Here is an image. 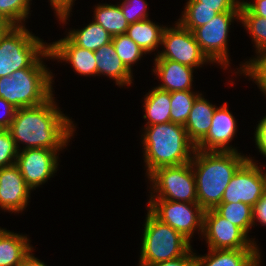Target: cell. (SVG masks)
<instances>
[{
	"label": "cell",
	"mask_w": 266,
	"mask_h": 266,
	"mask_svg": "<svg viewBox=\"0 0 266 266\" xmlns=\"http://www.w3.org/2000/svg\"><path fill=\"white\" fill-rule=\"evenodd\" d=\"M9 131L15 142H23L24 149L44 148L61 150L74 130L73 121L57 108L53 95L44 103L16 109Z\"/></svg>",
	"instance_id": "6da1fadb"
},
{
	"label": "cell",
	"mask_w": 266,
	"mask_h": 266,
	"mask_svg": "<svg viewBox=\"0 0 266 266\" xmlns=\"http://www.w3.org/2000/svg\"><path fill=\"white\" fill-rule=\"evenodd\" d=\"M238 152L195 150L191 166L198 204L206 211L215 209L236 171L248 160ZM196 168V169H195Z\"/></svg>",
	"instance_id": "7a4b0ae2"
},
{
	"label": "cell",
	"mask_w": 266,
	"mask_h": 266,
	"mask_svg": "<svg viewBox=\"0 0 266 266\" xmlns=\"http://www.w3.org/2000/svg\"><path fill=\"white\" fill-rule=\"evenodd\" d=\"M145 128L142 142L147 176L160 167L191 162L196 145L189 139L183 125L166 122Z\"/></svg>",
	"instance_id": "3957f363"
},
{
	"label": "cell",
	"mask_w": 266,
	"mask_h": 266,
	"mask_svg": "<svg viewBox=\"0 0 266 266\" xmlns=\"http://www.w3.org/2000/svg\"><path fill=\"white\" fill-rule=\"evenodd\" d=\"M52 75L46 67H28L0 77V97L14 108L33 107L52 95Z\"/></svg>",
	"instance_id": "277c9868"
},
{
	"label": "cell",
	"mask_w": 266,
	"mask_h": 266,
	"mask_svg": "<svg viewBox=\"0 0 266 266\" xmlns=\"http://www.w3.org/2000/svg\"><path fill=\"white\" fill-rule=\"evenodd\" d=\"M51 57L48 44L32 35L24 25L13 26L0 38V77L28 67H45L41 57Z\"/></svg>",
	"instance_id": "5b68a950"
},
{
	"label": "cell",
	"mask_w": 266,
	"mask_h": 266,
	"mask_svg": "<svg viewBox=\"0 0 266 266\" xmlns=\"http://www.w3.org/2000/svg\"><path fill=\"white\" fill-rule=\"evenodd\" d=\"M139 264H153L176 259L190 249V241L147 212Z\"/></svg>",
	"instance_id": "8992f818"
},
{
	"label": "cell",
	"mask_w": 266,
	"mask_h": 266,
	"mask_svg": "<svg viewBox=\"0 0 266 266\" xmlns=\"http://www.w3.org/2000/svg\"><path fill=\"white\" fill-rule=\"evenodd\" d=\"M153 190L158 195L150 199H164L176 202L198 203L195 177L191 162L176 166L160 167L149 176ZM154 197V198H153Z\"/></svg>",
	"instance_id": "52a82bcc"
},
{
	"label": "cell",
	"mask_w": 266,
	"mask_h": 266,
	"mask_svg": "<svg viewBox=\"0 0 266 266\" xmlns=\"http://www.w3.org/2000/svg\"><path fill=\"white\" fill-rule=\"evenodd\" d=\"M149 211L190 241L195 228L203 233L205 210L198 203L150 199Z\"/></svg>",
	"instance_id": "ba28073f"
},
{
	"label": "cell",
	"mask_w": 266,
	"mask_h": 266,
	"mask_svg": "<svg viewBox=\"0 0 266 266\" xmlns=\"http://www.w3.org/2000/svg\"><path fill=\"white\" fill-rule=\"evenodd\" d=\"M240 20V12L218 13L205 25L195 28L192 33L202 52L211 62L229 65L227 37L232 20Z\"/></svg>",
	"instance_id": "9c48e42d"
},
{
	"label": "cell",
	"mask_w": 266,
	"mask_h": 266,
	"mask_svg": "<svg viewBox=\"0 0 266 266\" xmlns=\"http://www.w3.org/2000/svg\"><path fill=\"white\" fill-rule=\"evenodd\" d=\"M161 44L166 49L161 51L155 59H168L192 68L199 67L208 61L211 62L202 52L192 31L183 27L179 22L176 23L175 28H164Z\"/></svg>",
	"instance_id": "30bf717a"
},
{
	"label": "cell",
	"mask_w": 266,
	"mask_h": 266,
	"mask_svg": "<svg viewBox=\"0 0 266 266\" xmlns=\"http://www.w3.org/2000/svg\"><path fill=\"white\" fill-rule=\"evenodd\" d=\"M265 192L266 173L249 157L230 180L221 203L243 202L254 208Z\"/></svg>",
	"instance_id": "8fae6325"
},
{
	"label": "cell",
	"mask_w": 266,
	"mask_h": 266,
	"mask_svg": "<svg viewBox=\"0 0 266 266\" xmlns=\"http://www.w3.org/2000/svg\"><path fill=\"white\" fill-rule=\"evenodd\" d=\"M203 235L209 249H257L254 241L238 226L223 218L214 209L204 213Z\"/></svg>",
	"instance_id": "7c38bea8"
},
{
	"label": "cell",
	"mask_w": 266,
	"mask_h": 266,
	"mask_svg": "<svg viewBox=\"0 0 266 266\" xmlns=\"http://www.w3.org/2000/svg\"><path fill=\"white\" fill-rule=\"evenodd\" d=\"M58 151L44 148L18 151L15 164L31 190L45 183L55 173L58 168Z\"/></svg>",
	"instance_id": "4fadbf2b"
},
{
	"label": "cell",
	"mask_w": 266,
	"mask_h": 266,
	"mask_svg": "<svg viewBox=\"0 0 266 266\" xmlns=\"http://www.w3.org/2000/svg\"><path fill=\"white\" fill-rule=\"evenodd\" d=\"M30 188L16 164L0 168V207L20 212L27 207Z\"/></svg>",
	"instance_id": "5bb4252c"
},
{
	"label": "cell",
	"mask_w": 266,
	"mask_h": 266,
	"mask_svg": "<svg viewBox=\"0 0 266 266\" xmlns=\"http://www.w3.org/2000/svg\"><path fill=\"white\" fill-rule=\"evenodd\" d=\"M236 133V121L227 109V102L220 108L215 109L212 124L207 135L196 145L197 150L202 151H234L235 148L228 147Z\"/></svg>",
	"instance_id": "9a60e30c"
},
{
	"label": "cell",
	"mask_w": 266,
	"mask_h": 266,
	"mask_svg": "<svg viewBox=\"0 0 266 266\" xmlns=\"http://www.w3.org/2000/svg\"><path fill=\"white\" fill-rule=\"evenodd\" d=\"M52 58L68 61L80 75H96V59L94 51L75 45L68 37L48 45Z\"/></svg>",
	"instance_id": "2e32d148"
},
{
	"label": "cell",
	"mask_w": 266,
	"mask_h": 266,
	"mask_svg": "<svg viewBox=\"0 0 266 266\" xmlns=\"http://www.w3.org/2000/svg\"><path fill=\"white\" fill-rule=\"evenodd\" d=\"M153 72L160 77L158 89L173 92L191 90L193 68L168 59H155Z\"/></svg>",
	"instance_id": "e0dca14e"
},
{
	"label": "cell",
	"mask_w": 266,
	"mask_h": 266,
	"mask_svg": "<svg viewBox=\"0 0 266 266\" xmlns=\"http://www.w3.org/2000/svg\"><path fill=\"white\" fill-rule=\"evenodd\" d=\"M258 249H209L206 256H196L194 266H258Z\"/></svg>",
	"instance_id": "ac0fdd59"
},
{
	"label": "cell",
	"mask_w": 266,
	"mask_h": 266,
	"mask_svg": "<svg viewBox=\"0 0 266 266\" xmlns=\"http://www.w3.org/2000/svg\"><path fill=\"white\" fill-rule=\"evenodd\" d=\"M97 75H108L116 80V85H130L132 82V74L122 63L116 49L111 42L101 46L95 52Z\"/></svg>",
	"instance_id": "d6986e66"
},
{
	"label": "cell",
	"mask_w": 266,
	"mask_h": 266,
	"mask_svg": "<svg viewBox=\"0 0 266 266\" xmlns=\"http://www.w3.org/2000/svg\"><path fill=\"white\" fill-rule=\"evenodd\" d=\"M200 94L190 111L188 119L184 125L189 139L197 145L209 132L212 124V117L216 107L205 100Z\"/></svg>",
	"instance_id": "ffe728a7"
},
{
	"label": "cell",
	"mask_w": 266,
	"mask_h": 266,
	"mask_svg": "<svg viewBox=\"0 0 266 266\" xmlns=\"http://www.w3.org/2000/svg\"><path fill=\"white\" fill-rule=\"evenodd\" d=\"M31 250L27 237L0 228V266H18Z\"/></svg>",
	"instance_id": "44dd1931"
},
{
	"label": "cell",
	"mask_w": 266,
	"mask_h": 266,
	"mask_svg": "<svg viewBox=\"0 0 266 266\" xmlns=\"http://www.w3.org/2000/svg\"><path fill=\"white\" fill-rule=\"evenodd\" d=\"M144 101L145 115L143 117L148 118L147 126L171 122V92L156 87L147 93Z\"/></svg>",
	"instance_id": "7402d4cb"
},
{
	"label": "cell",
	"mask_w": 266,
	"mask_h": 266,
	"mask_svg": "<svg viewBox=\"0 0 266 266\" xmlns=\"http://www.w3.org/2000/svg\"><path fill=\"white\" fill-rule=\"evenodd\" d=\"M185 7L184 14H182L183 17L179 19V23L190 31L205 25L218 13L240 12V7L201 6V3L195 0H189Z\"/></svg>",
	"instance_id": "603a6c76"
},
{
	"label": "cell",
	"mask_w": 266,
	"mask_h": 266,
	"mask_svg": "<svg viewBox=\"0 0 266 266\" xmlns=\"http://www.w3.org/2000/svg\"><path fill=\"white\" fill-rule=\"evenodd\" d=\"M165 27H160L151 20L146 19L130 23L126 35L130 37L145 53L158 48L162 41V33Z\"/></svg>",
	"instance_id": "cb8c5ba5"
},
{
	"label": "cell",
	"mask_w": 266,
	"mask_h": 266,
	"mask_svg": "<svg viewBox=\"0 0 266 266\" xmlns=\"http://www.w3.org/2000/svg\"><path fill=\"white\" fill-rule=\"evenodd\" d=\"M75 45L96 51L101 46L112 41V36L95 21L80 30H71L67 36Z\"/></svg>",
	"instance_id": "d4e9b609"
},
{
	"label": "cell",
	"mask_w": 266,
	"mask_h": 266,
	"mask_svg": "<svg viewBox=\"0 0 266 266\" xmlns=\"http://www.w3.org/2000/svg\"><path fill=\"white\" fill-rule=\"evenodd\" d=\"M94 21L101 25L112 37L125 34L129 22L118 5L103 4L96 6Z\"/></svg>",
	"instance_id": "484cf974"
},
{
	"label": "cell",
	"mask_w": 266,
	"mask_h": 266,
	"mask_svg": "<svg viewBox=\"0 0 266 266\" xmlns=\"http://www.w3.org/2000/svg\"><path fill=\"white\" fill-rule=\"evenodd\" d=\"M214 210L241 228L246 234L254 225L253 207L243 202L220 203Z\"/></svg>",
	"instance_id": "4316f807"
},
{
	"label": "cell",
	"mask_w": 266,
	"mask_h": 266,
	"mask_svg": "<svg viewBox=\"0 0 266 266\" xmlns=\"http://www.w3.org/2000/svg\"><path fill=\"white\" fill-rule=\"evenodd\" d=\"M191 90L171 92L170 117L171 122L185 125L196 98Z\"/></svg>",
	"instance_id": "83f0119b"
},
{
	"label": "cell",
	"mask_w": 266,
	"mask_h": 266,
	"mask_svg": "<svg viewBox=\"0 0 266 266\" xmlns=\"http://www.w3.org/2000/svg\"><path fill=\"white\" fill-rule=\"evenodd\" d=\"M240 21L251 33L258 52L266 50V18L254 15L242 2Z\"/></svg>",
	"instance_id": "f1b7e54d"
},
{
	"label": "cell",
	"mask_w": 266,
	"mask_h": 266,
	"mask_svg": "<svg viewBox=\"0 0 266 266\" xmlns=\"http://www.w3.org/2000/svg\"><path fill=\"white\" fill-rule=\"evenodd\" d=\"M112 43L122 63L130 72L132 65L146 54L126 33L112 37Z\"/></svg>",
	"instance_id": "f546056e"
},
{
	"label": "cell",
	"mask_w": 266,
	"mask_h": 266,
	"mask_svg": "<svg viewBox=\"0 0 266 266\" xmlns=\"http://www.w3.org/2000/svg\"><path fill=\"white\" fill-rule=\"evenodd\" d=\"M30 0H0V13L14 26H22V21L28 17Z\"/></svg>",
	"instance_id": "4dcf8cb0"
},
{
	"label": "cell",
	"mask_w": 266,
	"mask_h": 266,
	"mask_svg": "<svg viewBox=\"0 0 266 266\" xmlns=\"http://www.w3.org/2000/svg\"><path fill=\"white\" fill-rule=\"evenodd\" d=\"M257 58H253L241 67L242 73L253 78L259 88L266 95V50L257 52Z\"/></svg>",
	"instance_id": "1f68e13d"
},
{
	"label": "cell",
	"mask_w": 266,
	"mask_h": 266,
	"mask_svg": "<svg viewBox=\"0 0 266 266\" xmlns=\"http://www.w3.org/2000/svg\"><path fill=\"white\" fill-rule=\"evenodd\" d=\"M18 151L9 129H0V168L15 164Z\"/></svg>",
	"instance_id": "d6a6232c"
},
{
	"label": "cell",
	"mask_w": 266,
	"mask_h": 266,
	"mask_svg": "<svg viewBox=\"0 0 266 266\" xmlns=\"http://www.w3.org/2000/svg\"><path fill=\"white\" fill-rule=\"evenodd\" d=\"M147 5L144 0H124L119 6L130 24L148 19Z\"/></svg>",
	"instance_id": "836d02e7"
},
{
	"label": "cell",
	"mask_w": 266,
	"mask_h": 266,
	"mask_svg": "<svg viewBox=\"0 0 266 266\" xmlns=\"http://www.w3.org/2000/svg\"><path fill=\"white\" fill-rule=\"evenodd\" d=\"M191 249L181 257L153 264H140L139 266H194L195 253Z\"/></svg>",
	"instance_id": "e575fe53"
},
{
	"label": "cell",
	"mask_w": 266,
	"mask_h": 266,
	"mask_svg": "<svg viewBox=\"0 0 266 266\" xmlns=\"http://www.w3.org/2000/svg\"><path fill=\"white\" fill-rule=\"evenodd\" d=\"M74 0H50L52 7L56 11V15L62 23L66 22Z\"/></svg>",
	"instance_id": "d590c367"
},
{
	"label": "cell",
	"mask_w": 266,
	"mask_h": 266,
	"mask_svg": "<svg viewBox=\"0 0 266 266\" xmlns=\"http://www.w3.org/2000/svg\"><path fill=\"white\" fill-rule=\"evenodd\" d=\"M0 106L4 109V114L0 115V129H9L10 124L14 118L16 108H14L9 102L0 97Z\"/></svg>",
	"instance_id": "8d00e7d4"
},
{
	"label": "cell",
	"mask_w": 266,
	"mask_h": 266,
	"mask_svg": "<svg viewBox=\"0 0 266 266\" xmlns=\"http://www.w3.org/2000/svg\"><path fill=\"white\" fill-rule=\"evenodd\" d=\"M256 145L264 156H266V116L258 123L255 131Z\"/></svg>",
	"instance_id": "74e56055"
},
{
	"label": "cell",
	"mask_w": 266,
	"mask_h": 266,
	"mask_svg": "<svg viewBox=\"0 0 266 266\" xmlns=\"http://www.w3.org/2000/svg\"><path fill=\"white\" fill-rule=\"evenodd\" d=\"M254 223L255 219L259 220L260 224L266 225V192L263 197L257 202L253 208Z\"/></svg>",
	"instance_id": "f35d334b"
},
{
	"label": "cell",
	"mask_w": 266,
	"mask_h": 266,
	"mask_svg": "<svg viewBox=\"0 0 266 266\" xmlns=\"http://www.w3.org/2000/svg\"><path fill=\"white\" fill-rule=\"evenodd\" d=\"M201 6L208 7H241V2L237 0H195Z\"/></svg>",
	"instance_id": "ab89813d"
},
{
	"label": "cell",
	"mask_w": 266,
	"mask_h": 266,
	"mask_svg": "<svg viewBox=\"0 0 266 266\" xmlns=\"http://www.w3.org/2000/svg\"><path fill=\"white\" fill-rule=\"evenodd\" d=\"M254 15L266 18V0H255L253 3L242 2Z\"/></svg>",
	"instance_id": "60d3db41"
},
{
	"label": "cell",
	"mask_w": 266,
	"mask_h": 266,
	"mask_svg": "<svg viewBox=\"0 0 266 266\" xmlns=\"http://www.w3.org/2000/svg\"><path fill=\"white\" fill-rule=\"evenodd\" d=\"M18 266H46V265L29 252V254L22 260V262Z\"/></svg>",
	"instance_id": "b9f144b4"
},
{
	"label": "cell",
	"mask_w": 266,
	"mask_h": 266,
	"mask_svg": "<svg viewBox=\"0 0 266 266\" xmlns=\"http://www.w3.org/2000/svg\"><path fill=\"white\" fill-rule=\"evenodd\" d=\"M14 25L0 13V31H9Z\"/></svg>",
	"instance_id": "7bdbcfd3"
},
{
	"label": "cell",
	"mask_w": 266,
	"mask_h": 266,
	"mask_svg": "<svg viewBox=\"0 0 266 266\" xmlns=\"http://www.w3.org/2000/svg\"><path fill=\"white\" fill-rule=\"evenodd\" d=\"M5 32H8V31H0V38Z\"/></svg>",
	"instance_id": "ee69618b"
}]
</instances>
